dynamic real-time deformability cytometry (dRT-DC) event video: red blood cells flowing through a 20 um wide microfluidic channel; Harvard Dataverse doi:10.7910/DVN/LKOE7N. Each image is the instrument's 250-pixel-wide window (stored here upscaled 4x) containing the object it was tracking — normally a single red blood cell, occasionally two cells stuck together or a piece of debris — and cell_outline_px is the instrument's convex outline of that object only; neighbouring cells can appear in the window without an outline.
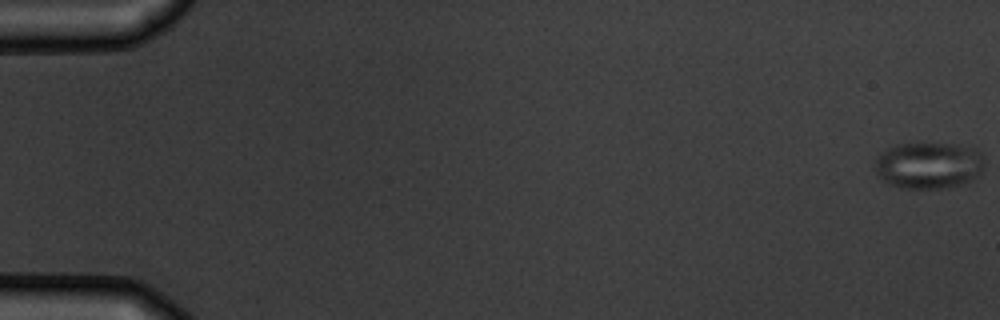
{"species": "common noctule bat (a hibernating species)", "species_latin": "Nyctalus noctula", "temperature_condition": "warm", "stored_images_in_passage": 5, "camera_frame_rate_fps": 3000, "um_per_image_px": 0.085, "animal": {"sex": "male", "body_mass_g": 19.5, "forearm_length_mm": 54.6}, "frame": {"image": 1, "passage_image": 1, "time_ms": 0.0, "image_size_px": [1000, 320], "cell_outline_px": [[984, 164], [980, 176], [968, 184], [948, 188], [900, 188], [884, 180], [876, 172], [876, 160], [888, 148], [896, 144], [976, 144], [984, 152]], "centroid_in_image_um": [79.11, 14.04], "position_along_channel_um": 5.9, "area_um2": 30.46}}